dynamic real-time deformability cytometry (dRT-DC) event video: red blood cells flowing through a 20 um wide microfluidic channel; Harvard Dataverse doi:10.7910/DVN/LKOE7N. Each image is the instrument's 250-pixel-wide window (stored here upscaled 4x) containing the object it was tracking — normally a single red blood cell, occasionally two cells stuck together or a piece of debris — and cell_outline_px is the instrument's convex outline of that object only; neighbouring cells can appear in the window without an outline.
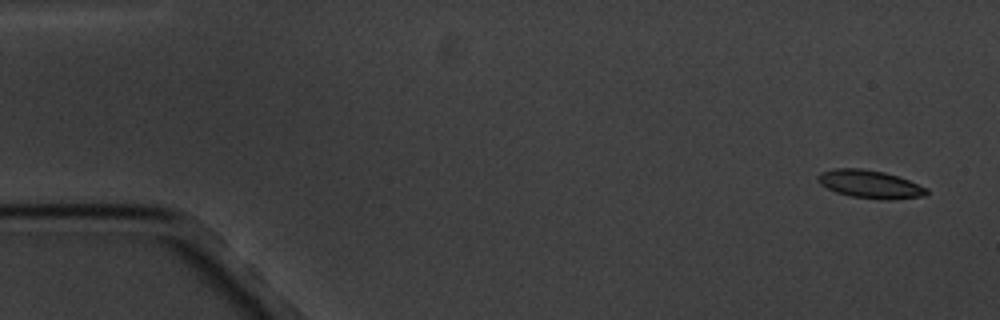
{"species": "common noctule bat (a hibernating species)", "species_latin": "Nyctalus noctula", "temperature_condition": "cold", "stored_images_in_passage": 5, "camera_frame_rate_fps": 3000, "um_per_image_px": 0.085, "animal": {"sex": "male", "body_mass_g": 20.1, "forearm_length_mm": 53.5}, "frame": {"image": 1, "passage_image": 1, "time_ms": 0.0, "image_size_px": [1000, 320], "cell_outline_px": [[928, 192], [924, 196], [888, 200], [852, 196], [836, 192], [820, 184], [816, 180], [816, 176], [820, 172], [836, 168], [860, 168], [884, 172], [908, 180], [928, 188]], "centroid_in_image_um": [73.92, 15.65], "position_along_channel_um": 11.1, "area_um2": 17.63}}
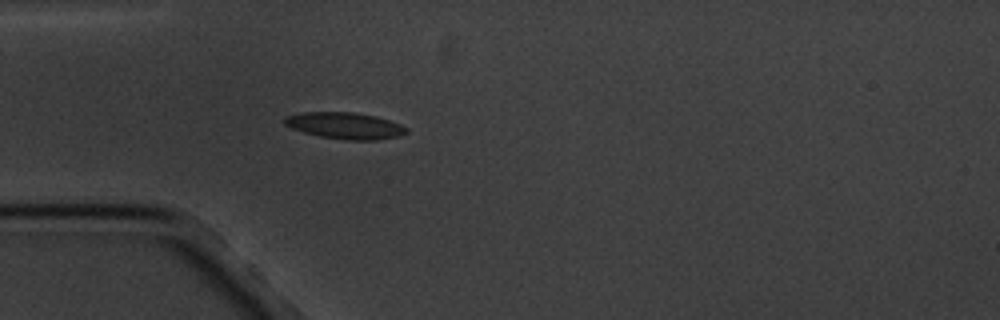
{"frame": {"image": 2, "passage_image": 5, "time_ms": 4.667, "image_size_px": [1000, 320], "cell_outline_px": [[408, 132], [400, 136], [376, 140], [344, 140], [320, 136], [304, 132], [292, 128], [284, 124], [284, 116], [304, 112], [352, 112], [376, 116], [400, 124], [408, 128]], "centroid_in_image_um": [29.34, 10.68], "position_along_channel_um": 55.7, "area_um2": 18.84}}